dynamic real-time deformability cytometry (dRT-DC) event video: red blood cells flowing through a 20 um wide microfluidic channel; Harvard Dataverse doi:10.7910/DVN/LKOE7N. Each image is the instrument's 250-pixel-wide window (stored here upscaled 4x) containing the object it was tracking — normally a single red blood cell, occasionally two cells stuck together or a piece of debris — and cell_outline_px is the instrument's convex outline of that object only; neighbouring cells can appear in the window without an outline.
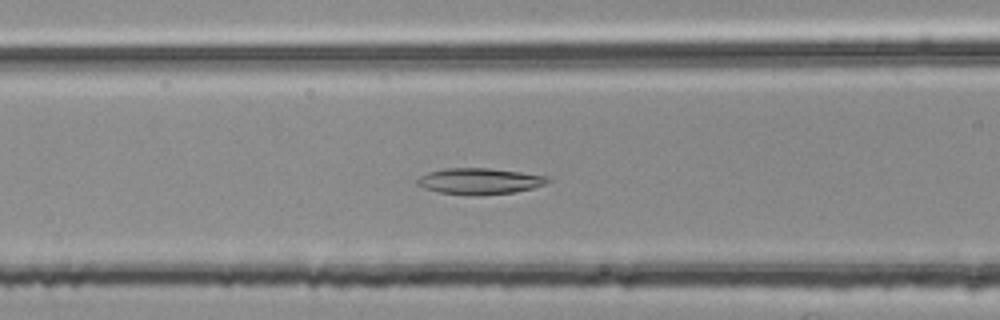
{"species": "common noctule bat (a hibernating species)", "species_latin": "Nyctalus noctula", "temperature_condition": "room temperature", "stored_images_in_passage": 51, "camera_frame_rate_fps": 3000, "um_per_image_px": 0.085, "animal": {"sex": "female", "body_mass_g": 25.1}, "frame": {"image": 1, "passage_image": 21, "time_ms": 6.667, "image_size_px": [1000, 320], "cell_outline_px": [[552, 180], [544, 184], [532, 188], [512, 192], [476, 196], [440, 192], [424, 188], [416, 184], [416, 180], [420, 176], [428, 172], [448, 168], [488, 168], [520, 172], [544, 176]], "centroid_in_image_um": [40.72, 15.4], "position_along_channel_um": 125.9, "area_um2": 19.65}}
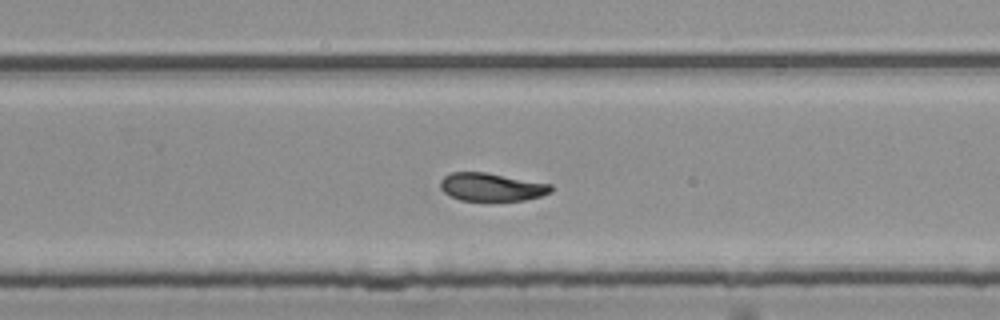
{"frame": {"image": 2, "passage_image": 34, "time_ms": 11.0, "image_size_px": [1000, 320], "cell_outline_px": [[552, 192], [540, 196], [524, 200], [460, 200], [444, 192], [440, 188], [440, 180], [444, 176], [452, 172], [484, 172], [552, 184]], "centroid_in_image_um": [41.77, 15.89], "position_along_channel_um": 288.0, "area_um2": 17.92}}
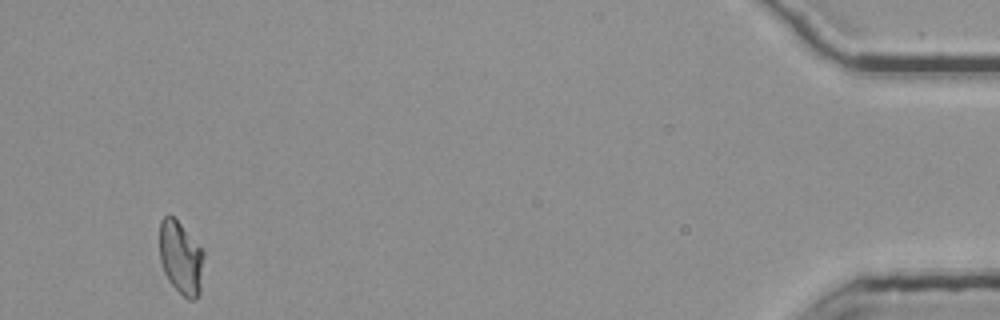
{"frame": {"image": 3, "passage_image": 51, "time_ms": 16.667, "image_size_px": [1000, 320], "cell_outline_px": [[204, 256], [200, 292], [196, 300], [188, 300], [168, 280], [164, 272], [160, 260], [160, 220], [168, 212], [180, 224], [204, 252]], "centroid_in_image_um": [15.37, 21.92], "position_along_channel_um": 419.8, "area_um2": 18.73}, "authors_computed_cell_mechanics": {"area_um2": 19.4208, "velocity_mm_per_s": 3.7534, "shape_relaxation_time_tau1_ms": 9.9788, "shape_relaxation_time_tau2_ms": 4.9688, "deformation_change_tau1": 0.216, "deformation_change_tau2": 0.1037}}